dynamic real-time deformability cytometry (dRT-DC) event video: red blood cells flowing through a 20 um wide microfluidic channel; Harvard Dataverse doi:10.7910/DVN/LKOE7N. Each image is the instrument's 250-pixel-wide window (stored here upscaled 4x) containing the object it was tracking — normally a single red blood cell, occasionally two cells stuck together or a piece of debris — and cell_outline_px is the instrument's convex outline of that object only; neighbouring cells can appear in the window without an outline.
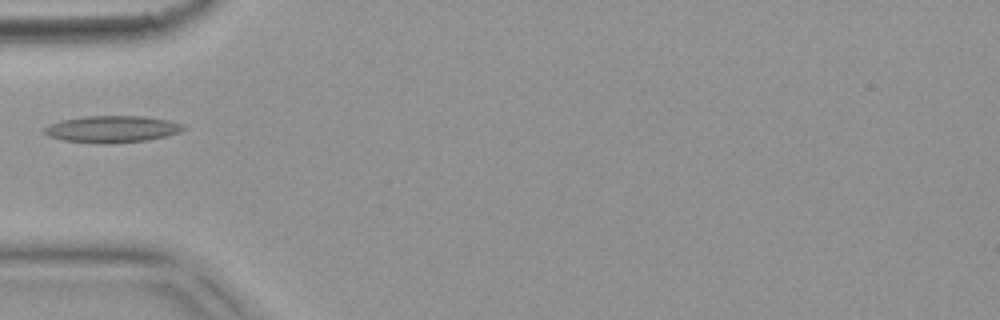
{"species": "common noctule bat (a hibernating species)", "species_latin": "Nyctalus noctula", "temperature_condition": "warm", "stored_images_in_passage": 5, "camera_frame_rate_fps": 3000, "um_per_image_px": 0.085, "animal": {"sex": "female", "body_mass_g": 18.4}, "frame": {"image": 1, "passage_image": 5, "time_ms": 1.333, "image_size_px": [1000, 320], "cell_outline_px": [[188, 128], [180, 132], [148, 140], [112, 144], [100, 144], [64, 140], [48, 136], [44, 132], [44, 128], [48, 124], [60, 120], [84, 116], [144, 116], [168, 120], [180, 124]], "centroid_in_image_um": [9.5, 10.98], "position_along_channel_um": 75.5, "area_um2": 21.85}}